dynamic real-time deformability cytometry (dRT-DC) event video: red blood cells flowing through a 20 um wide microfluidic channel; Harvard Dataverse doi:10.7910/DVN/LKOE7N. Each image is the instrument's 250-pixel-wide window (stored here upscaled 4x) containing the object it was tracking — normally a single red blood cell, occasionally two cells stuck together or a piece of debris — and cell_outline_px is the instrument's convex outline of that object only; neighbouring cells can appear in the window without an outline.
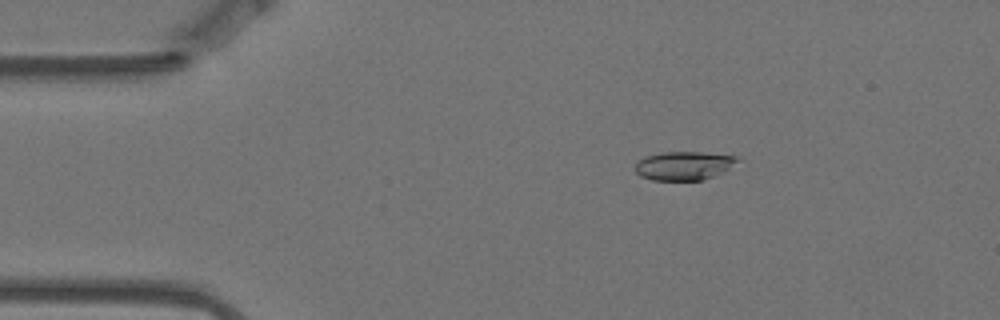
{"species": "Egyptian fruit bat (a non-hibernating species)", "species_latin": "Rousettus aegyptiacus", "temperature_condition": "warm", "stored_images_in_passage": 57, "camera_frame_rate_fps": 3000, "um_per_image_px": 0.085, "animal": {"sex": "female"}, "frame": {"image": 1, "passage_image": 9, "time_ms": 2.667, "image_size_px": [1000, 320], "cell_outline_px": [[740, 160], [716, 176], [700, 180], [652, 180], [640, 176], [636, 172], [636, 160], [644, 156], [660, 152], [700, 152], [740, 156]], "centroid_in_image_um": [58.11, 14.07], "position_along_channel_um": 26.9, "area_um2": 17.22}}
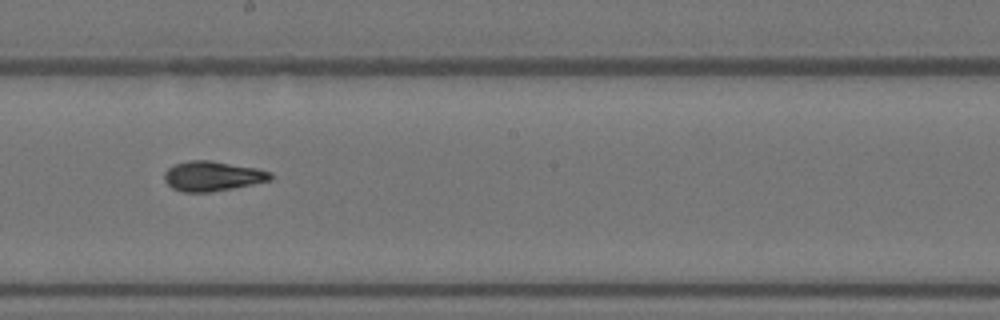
{"frame": {"image": 2, "passage_image": 31, "time_ms": 10.0, "image_size_px": [1000, 320], "cell_outline_px": [[276, 176], [272, 180], [212, 192], [184, 192], [172, 188], [164, 180], [164, 172], [168, 168], [176, 164], [188, 160], [208, 160], [256, 168], [272, 172]], "centroid_in_image_um": [18.08, 14.97], "position_along_channel_um": 230.1, "area_um2": 18.5}}
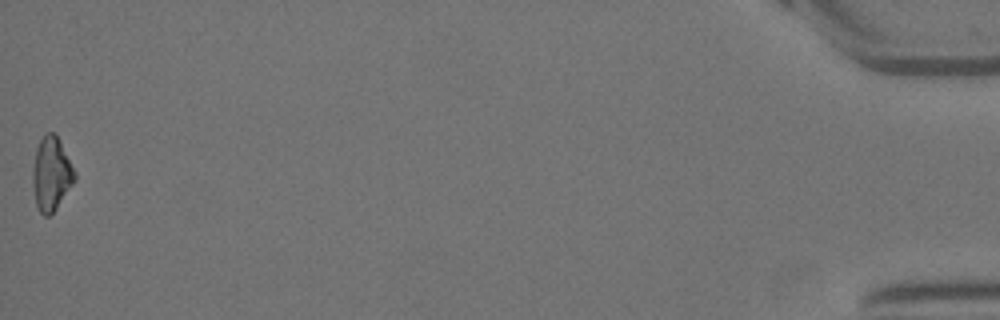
{"frame": {"image": 3, "passage_image": 57, "time_ms": 18.667, "image_size_px": [1000, 320], "cell_outline_px": [[76, 180], [56, 208], [48, 216], [44, 216], [40, 212], [36, 204], [32, 184], [32, 168], [36, 148], [44, 132], [56, 132], [76, 172]], "centroid_in_image_um": [4.36, 14.73], "position_along_channel_um": 430.8, "area_um2": 18.26}, "authors_computed_cell_mechanics": {"area_um2": 17.918, "velocity_mm_per_s": 3.5035, "shape_relaxation_time_tau1_ms": 9.7116, "shape_relaxation_time_tau2_ms": 2.3282, "deformation_change_tau1": 0.2038, "deformation_change_tau2": 0.0812}}